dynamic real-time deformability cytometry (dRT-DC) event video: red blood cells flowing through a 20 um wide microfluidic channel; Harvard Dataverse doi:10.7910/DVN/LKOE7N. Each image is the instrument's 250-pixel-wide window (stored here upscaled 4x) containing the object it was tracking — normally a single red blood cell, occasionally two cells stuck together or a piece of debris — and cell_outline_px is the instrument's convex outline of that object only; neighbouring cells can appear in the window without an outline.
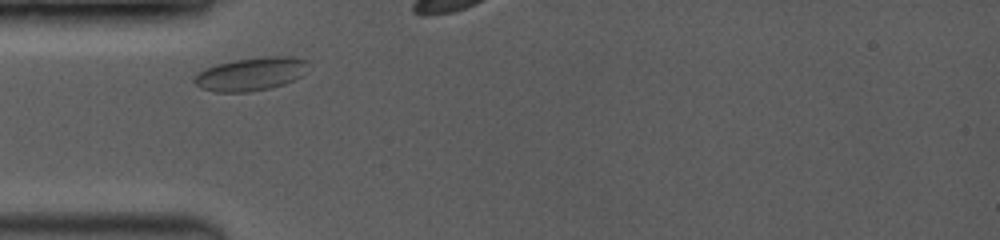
{"species": "common noctule bat (a hibernating species)", "species_latin": "Nyctalus noctula", "temperature_condition": "room temperature", "stored_images_in_passage": 19, "camera_frame_rate_fps": 3500, "um_per_image_px": 0.085, "animal": {"sex": "female", "body_mass_g": 19.0, "forearm_length_mm": 53.3}, "frame": {"image": 1, "passage_image": 1, "time_ms": 0.0, "image_size_px": [1000, 240], "cell_outline_px": [[308, 60], [300, 76], [284, 84], [268, 88], [248, 92], [216, 92], [200, 88], [192, 80], [192, 76], [196, 72], [216, 64], [236, 60], [264, 56], [292, 56]], "centroid_in_image_um": [21.24, 6.29], "position_along_channel_um": 63.8, "area_um2": 21.96}}
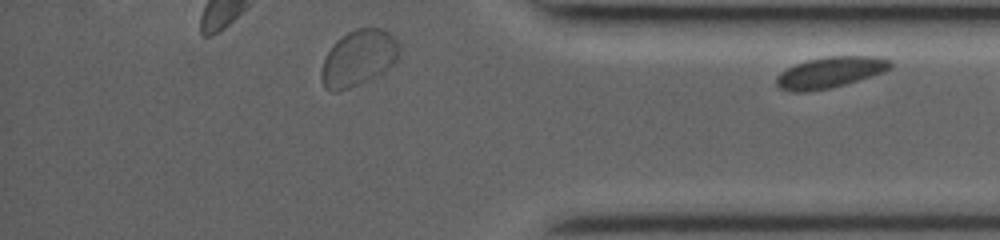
{"frame": {"image": 2, "passage_image": 19, "time_ms": 9.143, "image_size_px": [1000, 240], "cell_outline_px": [[892, 68], [884, 72], [844, 84], [828, 88], [804, 92], [792, 92], [780, 88], [776, 84], [776, 76], [780, 72], [796, 64], [808, 60], [828, 56], [880, 56], [892, 60]], "centroid_in_image_um": [70.59, 6.14], "position_along_channel_um": 364.6, "area_um2": 20.58}}